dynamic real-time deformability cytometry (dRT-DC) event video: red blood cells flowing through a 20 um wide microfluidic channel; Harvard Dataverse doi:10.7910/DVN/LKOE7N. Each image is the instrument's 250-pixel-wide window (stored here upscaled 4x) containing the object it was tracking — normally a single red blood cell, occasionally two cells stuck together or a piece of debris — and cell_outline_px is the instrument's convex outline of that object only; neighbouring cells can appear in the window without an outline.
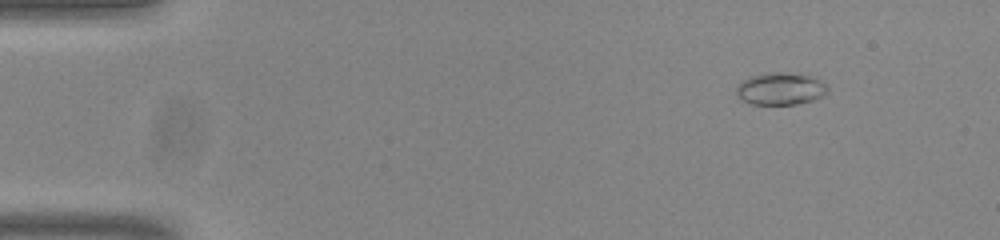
{"species": "common noctule bat (a hibernating species)", "species_latin": "Nyctalus noctula", "temperature_condition": "room temperature", "stored_images_in_passage": 51, "camera_frame_rate_fps": 3000, "um_per_image_px": 0.085, "animal": {"sex": "male", "body_mass_g": 20.0, "forearm_length_mm": 53.3}, "frame": {"image": 1, "passage_image": 3, "time_ms": 0.667, "image_size_px": [1000, 240], "cell_outline_px": [[828, 92], [824, 96], [812, 100], [796, 104], [752, 104], [744, 100], [736, 92], [736, 88], [748, 76], [764, 72], [804, 72], [824, 84], [828, 88]], "centroid_in_image_um": [66.37, 7.51], "position_along_channel_um": 18.6, "area_um2": 17.28}}
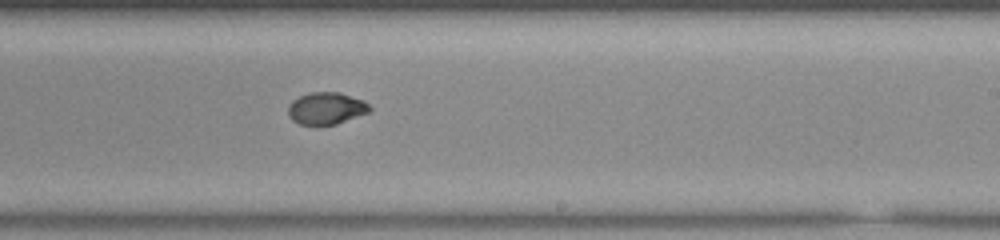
{"frame": {"image": 2, "passage_image": 30, "time_ms": 9.667, "image_size_px": [1000, 240], "cell_outline_px": [[372, 108], [368, 112], [336, 124], [300, 124], [292, 120], [288, 116], [288, 104], [292, 100], [300, 96], [312, 92], [340, 92], [364, 100]], "centroid_in_image_um": [27.71, 9.19], "position_along_channel_um": 261.3, "area_um2": 15.14}}
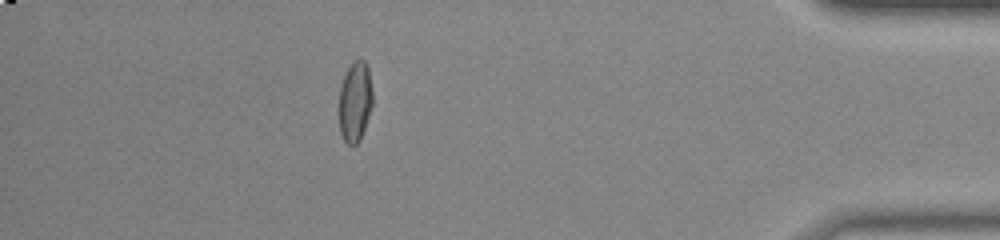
{"frame": {"image": 3, "passage_image": 45, "time_ms": 14.667, "image_size_px": [1000, 240], "cell_outline_px": [[372, 104], [360, 140], [356, 144], [348, 144], [344, 140], [340, 132], [340, 88], [344, 76], [348, 68], [356, 60], [364, 60], [368, 68], [372, 88]], "centroid_in_image_um": [30.19, 8.64], "position_along_channel_um": 405.0, "area_um2": 15.32}, "authors_computed_cell_mechanics": {"area_um2": 15.7216, "velocity_mm_per_s": 3.8008, "shape_relaxation_time_tau1_ms": null, "shape_relaxation_time_tau2_ms": 1.328, "deformation_change_tau1": null, "deformation_change_tau2": 0.0364}}